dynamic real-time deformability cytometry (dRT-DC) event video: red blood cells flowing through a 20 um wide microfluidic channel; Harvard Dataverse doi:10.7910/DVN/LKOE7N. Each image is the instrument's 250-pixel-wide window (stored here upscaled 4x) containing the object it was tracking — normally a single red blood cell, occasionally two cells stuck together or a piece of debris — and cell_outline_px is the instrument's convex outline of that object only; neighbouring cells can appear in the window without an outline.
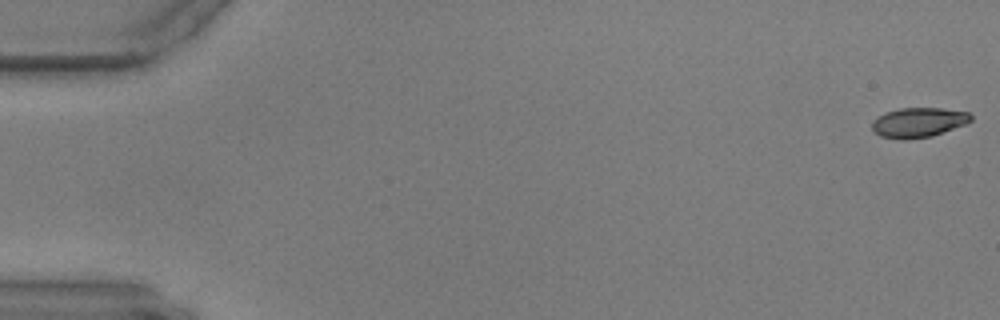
{"species": "common noctule bat (a hibernating species)", "species_latin": "Nyctalus noctula", "temperature_condition": "warm", "stored_images_in_passage": 58, "camera_frame_rate_fps": 3000, "um_per_image_px": 0.085, "animal": {"sex": "male", "body_mass_g": 17.9, "forearm_length_mm": 54.2}, "frame": {"image": 1, "passage_image": 1, "time_ms": 0.0, "image_size_px": [1000, 320], "cell_outline_px": [[972, 120], [964, 124], [932, 136], [904, 140], [900, 140], [880, 136], [872, 128], [872, 120], [884, 112], [900, 108], [944, 108], [968, 112], [972, 116]], "centroid_in_image_um": [78.04, 10.4], "position_along_channel_um": 7.0, "area_um2": 17.17}}
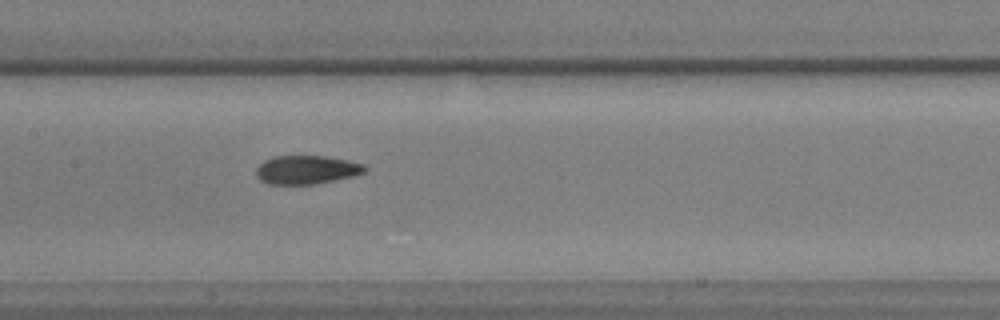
{"frame": {"image": 2, "passage_image": 29, "time_ms": 9.333, "image_size_px": [1000, 320], "cell_outline_px": [[368, 168], [364, 172], [352, 176], [312, 184], [268, 184], [260, 180], [256, 176], [256, 168], [264, 160], [272, 156], [324, 156], [348, 160], [364, 164]], "centroid_in_image_um": [26.03, 14.42], "position_along_channel_um": 181.4, "area_um2": 18.03}}
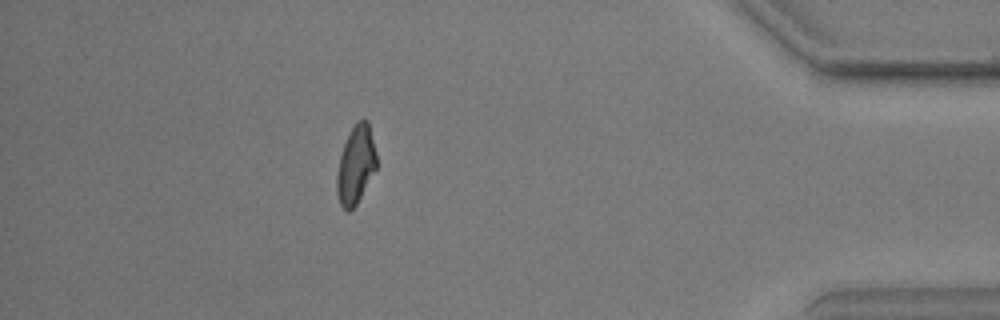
{"frame": {"image": 3, "passage_image": 52, "time_ms": 17.0, "image_size_px": [1000, 320], "cell_outline_px": [[376, 168], [356, 204], [348, 212], [340, 204], [336, 192], [336, 176], [340, 156], [344, 144], [356, 120], [368, 120], [376, 152]], "centroid_in_image_um": [30.23, 14.0], "position_along_channel_um": 405.0, "area_um2": 17.8}}